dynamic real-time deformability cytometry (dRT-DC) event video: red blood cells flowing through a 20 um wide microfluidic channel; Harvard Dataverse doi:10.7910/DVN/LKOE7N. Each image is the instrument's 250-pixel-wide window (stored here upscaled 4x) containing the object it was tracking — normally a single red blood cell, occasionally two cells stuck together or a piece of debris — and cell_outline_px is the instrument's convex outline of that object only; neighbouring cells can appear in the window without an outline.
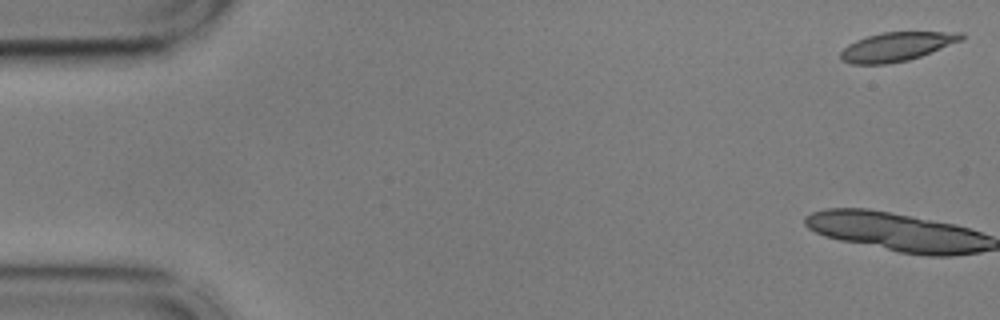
{"species": "common noctule bat (a hibernating species)", "species_latin": "Nyctalus noctula", "temperature_condition": "cold", "stored_images_in_passage": 4, "camera_frame_rate_fps": 3000, "um_per_image_px": 0.085, "animal": {"sex": "male", "body_mass_g": 17.9, "forearm_length_mm": 54.2}, "frame": {"image": 1, "passage_image": 1, "time_ms": 0.0, "image_size_px": [1000, 320], "cell_outline_px": [[964, 40], [920, 56], [908, 60], [888, 64], [852, 64], [840, 60], [840, 52], [848, 44], [856, 40], [880, 32], [964, 32]], "centroid_in_image_um": [76.22, 3.96], "position_along_channel_um": 8.8, "area_um2": 20.4}}